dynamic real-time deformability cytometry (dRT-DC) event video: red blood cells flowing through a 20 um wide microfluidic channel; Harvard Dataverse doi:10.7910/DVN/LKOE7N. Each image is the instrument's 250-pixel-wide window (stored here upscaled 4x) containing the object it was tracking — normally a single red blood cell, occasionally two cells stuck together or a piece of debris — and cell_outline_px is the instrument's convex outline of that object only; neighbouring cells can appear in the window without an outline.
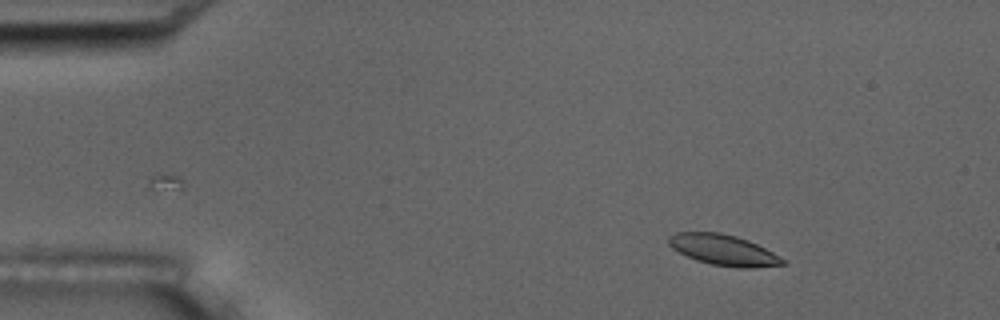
{"species": "common noctule bat (a hibernating species)", "species_latin": "Nyctalus noctula", "temperature_condition": "room temperature", "stored_images_in_passage": 7, "camera_frame_rate_fps": 3000, "um_per_image_px": 0.085, "animal": {"sex": "male", "body_mass_g": 17.5, "forearm_length_mm": 52.3}, "frame": {"image": 1, "passage_image": 3, "time_ms": 0.667, "image_size_px": [1000, 320], "cell_outline_px": [[784, 264], [752, 268], [736, 268], [712, 264], [696, 260], [672, 248], [668, 244], [668, 236], [676, 232], [720, 232], [736, 236], [748, 240], [772, 252], [784, 260]], "centroid_in_image_um": [61.45, 21.24], "position_along_channel_um": 23.5, "area_um2": 20.23}}